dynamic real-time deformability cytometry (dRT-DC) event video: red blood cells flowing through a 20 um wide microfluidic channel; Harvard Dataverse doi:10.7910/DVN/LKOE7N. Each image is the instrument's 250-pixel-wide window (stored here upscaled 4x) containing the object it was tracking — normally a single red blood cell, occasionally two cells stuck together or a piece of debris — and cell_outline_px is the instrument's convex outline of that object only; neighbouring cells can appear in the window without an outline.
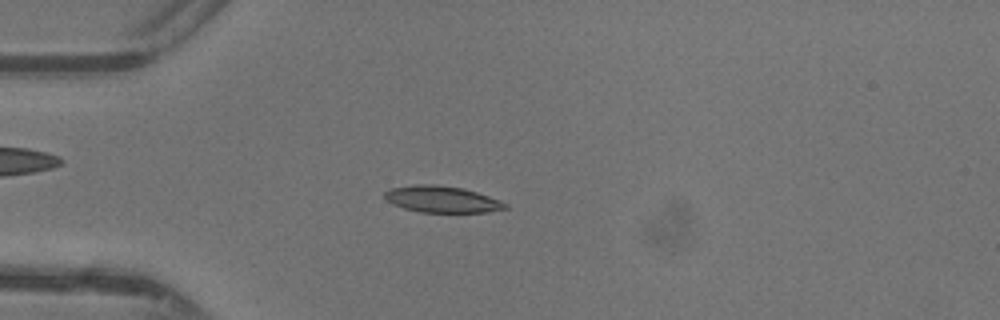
{"species": "common noctule bat (a hibernating species)", "species_latin": "Nyctalus noctula", "temperature_condition": "warm", "stored_images_in_passage": 47, "camera_frame_rate_fps": 3000, "um_per_image_px": 0.085, "animal": {"sex": "female"}, "frame": {"image": 1, "passage_image": 13, "time_ms": 4.0, "image_size_px": [1000, 320], "cell_outline_px": [[508, 208], [488, 212], [420, 212], [404, 208], [392, 204], [384, 200], [384, 192], [392, 188], [416, 184], [436, 184], [464, 188], [500, 200], [508, 204]], "centroid_in_image_um": [37.55, 16.93], "position_along_channel_um": 47.4, "area_um2": 18.73}}
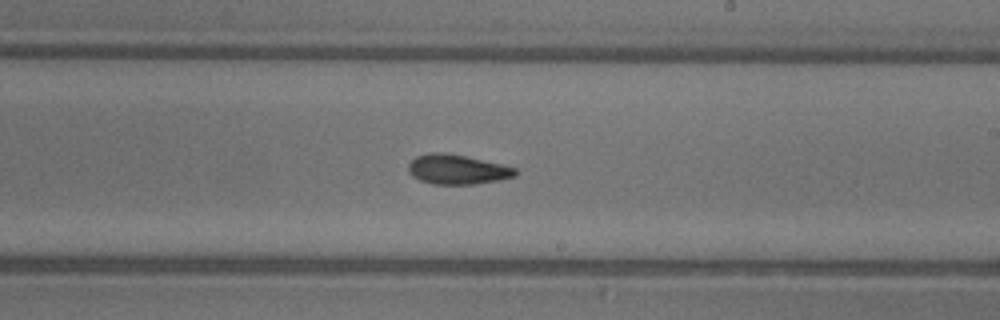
{"frame": {"image": 2, "passage_image": 28, "time_ms": 9.0, "image_size_px": [1000, 320], "cell_outline_px": [[520, 172], [516, 176], [476, 184], [432, 184], [420, 180], [412, 176], [408, 172], [408, 164], [416, 156], [428, 152], [448, 152], [500, 164], [516, 168]], "centroid_in_image_um": [38.84, 14.39], "position_along_channel_um": 250.2, "area_um2": 18.61}}
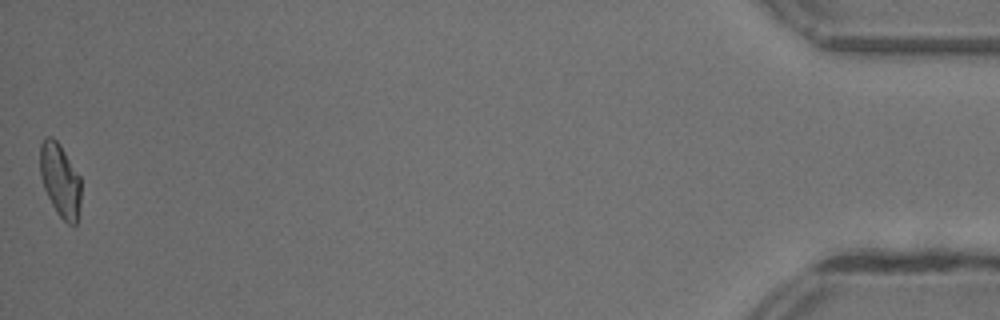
{"frame": {"image": 3, "passage_image": 47, "time_ms": 15.333, "image_size_px": [1000, 320], "cell_outline_px": [[80, 204], [76, 224], [72, 228], [56, 212], [44, 188], [40, 176], [40, 144], [44, 136], [52, 136], [60, 144], [80, 176]], "centroid_in_image_um": [5.11, 15.3], "position_along_channel_um": 430.1, "area_um2": 17.63}, "authors_computed_cell_mechanics": {"area_um2": 18.1492, "velocity_mm_per_s": 4.4047, "shape_relaxation_time_tau1_ms": 6.3853, "shape_relaxation_time_tau2_ms": 2.4005, "deformation_change_tau1": 0.1782, "deformation_change_tau2": 0.0964}}